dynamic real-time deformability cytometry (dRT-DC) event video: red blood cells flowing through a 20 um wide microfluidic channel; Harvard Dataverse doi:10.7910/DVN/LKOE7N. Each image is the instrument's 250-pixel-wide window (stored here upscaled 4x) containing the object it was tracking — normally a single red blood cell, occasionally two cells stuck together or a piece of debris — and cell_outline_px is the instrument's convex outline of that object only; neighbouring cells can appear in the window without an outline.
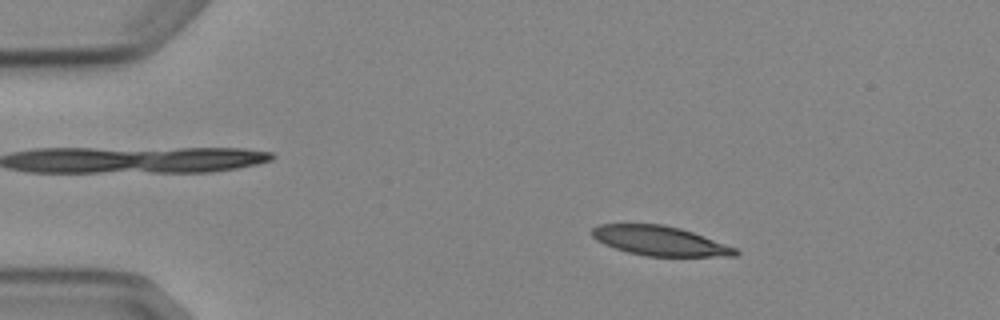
{"species": "Egyptian fruit bat (a non-hibernating species)", "species_latin": "Rousettus aegyptiacus", "temperature_condition": "cold", "stored_images_in_passage": 3, "camera_frame_rate_fps": 3000, "um_per_image_px": 0.085, "animal": {"sex": "female"}, "frame": {"image": 1, "passage_image": 1, "time_ms": 0.0, "image_size_px": [1000, 320], "cell_outline_px": [[740, 252], [736, 256], [648, 256], [628, 252], [604, 244], [596, 240], [592, 236], [592, 228], [600, 224], [664, 224], [680, 228], [692, 232], [736, 248]], "centroid_in_image_um": [56.08, 20.47], "position_along_channel_um": 28.9, "area_um2": 24.45}}